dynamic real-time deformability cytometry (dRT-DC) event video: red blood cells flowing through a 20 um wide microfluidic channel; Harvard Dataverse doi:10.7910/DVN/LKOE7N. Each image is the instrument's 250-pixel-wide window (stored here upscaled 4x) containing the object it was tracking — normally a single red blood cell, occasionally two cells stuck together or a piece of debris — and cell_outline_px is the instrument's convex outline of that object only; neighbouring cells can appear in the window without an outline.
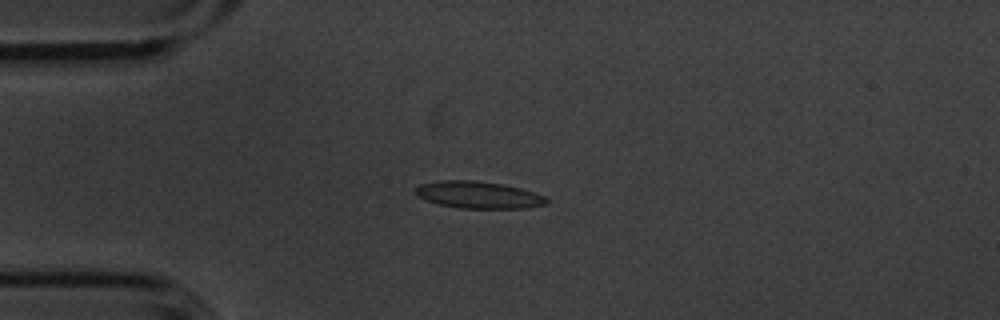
{"species": "common noctule bat (a hibernating species)", "species_latin": "Nyctalus noctula", "temperature_condition": "cold", "stored_images_in_passage": 15, "camera_frame_rate_fps": 3000, "um_per_image_px": 0.085, "animal": {"sex": "male", "body_mass_g": 20.1, "forearm_length_mm": 53.5}, "frame": {"image": 1, "passage_image": 4, "time_ms": 1.0, "image_size_px": [1000, 320], "cell_outline_px": [[548, 204], [528, 208], [460, 208], [440, 204], [428, 200], [412, 192], [420, 184], [440, 180], [476, 180], [500, 184], [520, 188], [544, 196], [548, 200]], "centroid_in_image_um": [40.67, 16.56], "position_along_channel_um": 44.3, "area_um2": 20.46}}
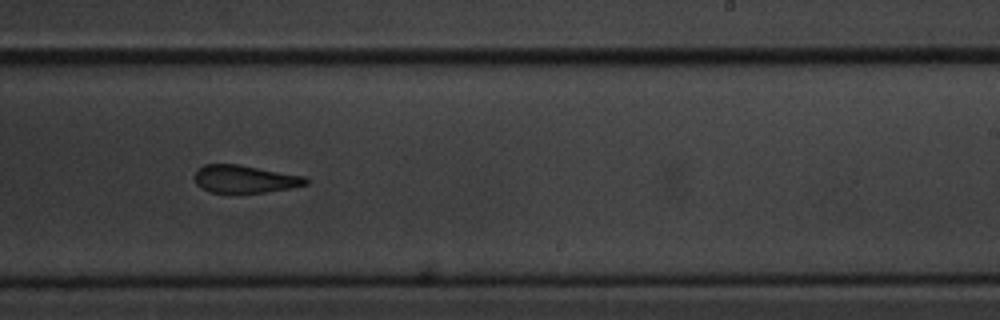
{"frame": {"image": 2, "passage_image": 10, "time_ms": 3.0, "image_size_px": [1000, 320], "cell_outline_px": [[308, 184], [288, 188], [264, 192], [212, 192], [196, 184], [196, 168], [204, 164], [236, 164], [304, 176], [308, 180]], "centroid_in_image_um": [20.79, 15.2], "position_along_channel_um": 268.2, "area_um2": 17.51}}
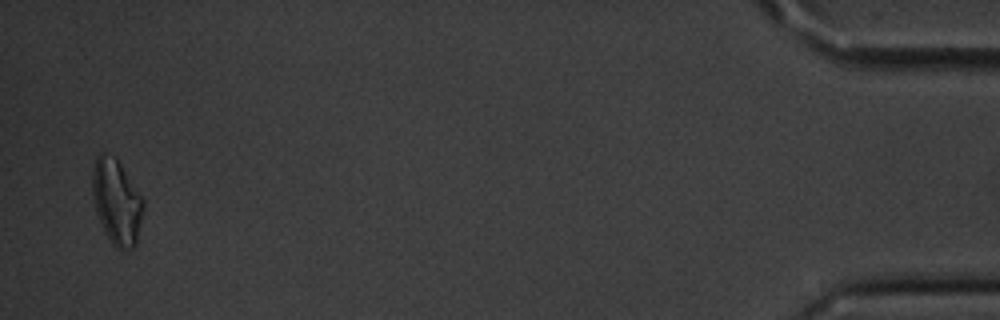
{"frame": {"image": 3, "passage_image": 15, "time_ms": 4.667, "image_size_px": [1000, 320], "cell_outline_px": [[144, 208], [136, 244], [132, 248], [120, 252], [112, 244], [104, 232], [96, 212], [92, 196], [92, 168], [96, 156], [100, 152], [104, 152], [112, 156], [120, 164], [144, 200]], "centroid_in_image_um": [9.9, 17.19], "position_along_channel_um": 425.3, "area_um2": 25.43}}